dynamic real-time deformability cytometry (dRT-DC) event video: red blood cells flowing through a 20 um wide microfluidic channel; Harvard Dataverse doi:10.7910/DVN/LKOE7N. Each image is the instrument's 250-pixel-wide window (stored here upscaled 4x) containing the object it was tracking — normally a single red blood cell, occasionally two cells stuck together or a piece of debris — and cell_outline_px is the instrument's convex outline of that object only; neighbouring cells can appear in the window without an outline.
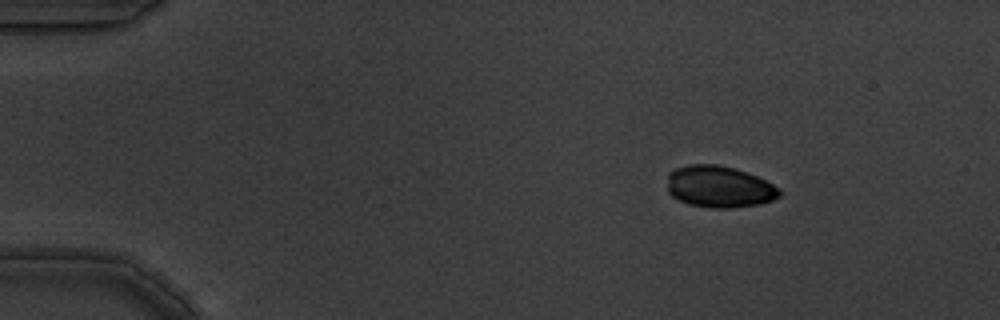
{"species": "common noctule bat (a hibernating species)", "species_latin": "Nyctalus noctula", "temperature_condition": "warm", "stored_images_in_passage": 4, "camera_frame_rate_fps": 3000, "um_per_image_px": 0.085, "animal": {"sex": "male", "body_mass_g": 19.5, "forearm_length_mm": 54.6}, "frame": {"image": 1, "passage_image": 1, "time_ms": 0.0, "image_size_px": [1000, 320], "cell_outline_px": [[784, 192], [780, 196], [772, 200], [760, 204], [728, 208], [712, 208], [688, 204], [672, 196], [668, 192], [668, 172], [676, 168], [688, 164], [716, 164], [732, 168], [756, 176], [780, 188]], "centroid_in_image_um": [61.13, 15.88], "position_along_channel_um": 23.9, "area_um2": 27.22}}
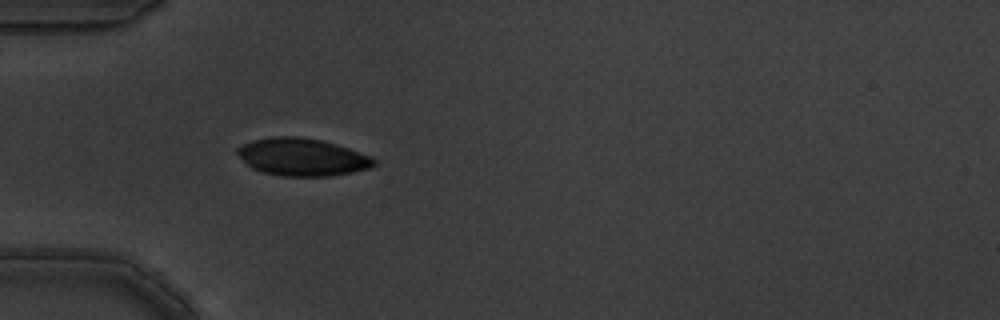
{"frame": {"image": 2, "passage_image": 4, "time_ms": 1.0, "image_size_px": [1000, 320], "cell_outline_px": [[376, 164], [368, 168], [352, 172], [328, 176], [280, 176], [264, 172], [252, 168], [236, 152], [236, 148], [252, 140], [272, 136], [296, 136], [320, 140], [336, 144], [372, 156], [376, 160]], "centroid_in_image_um": [25.69, 13.34], "position_along_channel_um": 59.3, "area_um2": 29.71}}